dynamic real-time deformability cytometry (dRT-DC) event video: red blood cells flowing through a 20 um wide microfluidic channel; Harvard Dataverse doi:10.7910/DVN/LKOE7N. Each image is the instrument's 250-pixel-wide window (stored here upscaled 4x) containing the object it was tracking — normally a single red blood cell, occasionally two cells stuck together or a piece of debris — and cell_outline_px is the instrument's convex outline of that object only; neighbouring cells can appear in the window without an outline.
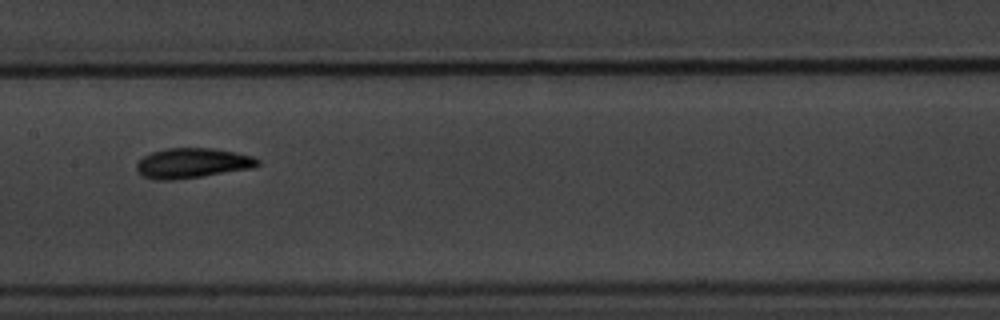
{"species": "common noctule bat (a hibernating species)", "species_latin": "Nyctalus noctula", "temperature_condition": "warm", "stored_images_in_passage": 13, "camera_frame_rate_fps": 3000, "um_per_image_px": 0.085, "animal": {"sex": "male", "body_mass_g": 20.1, "forearm_length_mm": 53.5}, "frame": {"image": 1, "passage_image": 6, "time_ms": 8.667, "image_size_px": [1000, 320], "cell_outline_px": [[260, 164], [252, 168], [200, 176], [172, 180], [160, 180], [144, 176], [136, 168], [136, 164], [144, 156], [152, 152], [164, 148], [212, 148], [236, 152], [252, 156], [260, 160]], "centroid_in_image_um": [16.37, 13.85], "position_along_channel_um": 191.0, "area_um2": 20.92}}
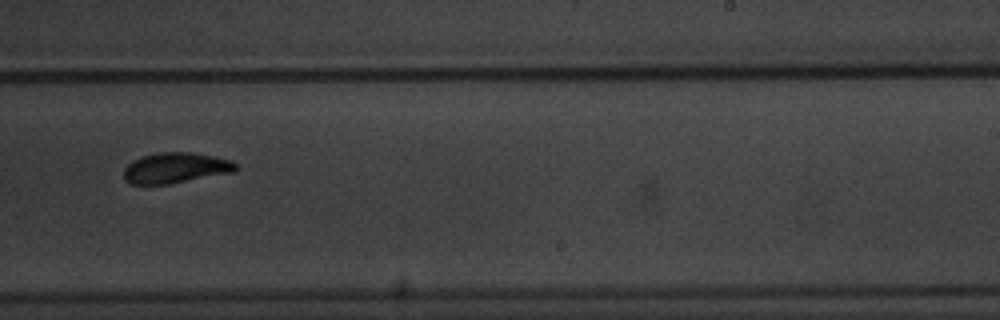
{"frame": {"image": 2, "passage_image": 8, "time_ms": 11.0, "image_size_px": [1000, 320], "cell_outline_px": [[240, 168], [236, 172], [168, 184], [132, 184], [124, 180], [124, 168], [132, 160], [140, 156], [156, 152], [192, 152], [212, 156], [228, 160], [236, 164]], "centroid_in_image_um": [14.91, 14.27], "position_along_channel_um": 274.1, "area_um2": 20.11}, "authors_computed_cell_mechanics": {"area_um2": 20.1144, "velocity_mm_per_s": 3.581, "shape_relaxation_time_tau1_ms": 2.9534, "shape_relaxation_time_tau2_ms": 2.1835, "deformation_change_tau1": 0.1162, "deformation_change_tau2": 0.0777}}